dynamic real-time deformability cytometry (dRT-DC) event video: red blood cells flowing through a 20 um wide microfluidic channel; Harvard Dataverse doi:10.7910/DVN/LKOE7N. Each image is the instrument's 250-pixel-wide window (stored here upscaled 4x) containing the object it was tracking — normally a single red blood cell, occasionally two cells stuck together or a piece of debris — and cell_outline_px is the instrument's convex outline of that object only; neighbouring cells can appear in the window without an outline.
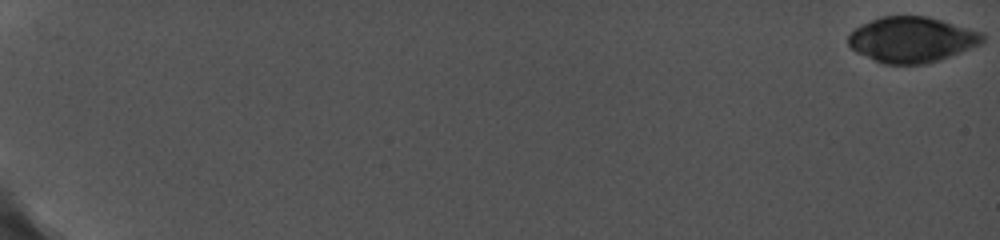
{"species": "common noctule bat (a hibernating species)", "species_latin": "Nyctalus noctula", "temperature_condition": "cold", "stored_images_in_passage": 32, "camera_frame_rate_fps": 5000, "um_per_image_px": 0.085, "animal": {"sex": "female", "body_mass_g": 19.0, "forearm_length_mm": 56.7}, "frame": {"image": 1, "passage_image": 1, "time_ms": 0.0, "image_size_px": [1000, 240], "cell_outline_px": [[984, 40], [980, 44], [940, 60], [924, 64], [884, 64], [856, 52], [848, 44], [848, 36], [856, 28], [880, 16], [924, 16], [940, 20], [984, 32]], "centroid_in_image_um": [77.51, 3.37], "position_along_channel_um": 7.5, "area_um2": 35.32}}